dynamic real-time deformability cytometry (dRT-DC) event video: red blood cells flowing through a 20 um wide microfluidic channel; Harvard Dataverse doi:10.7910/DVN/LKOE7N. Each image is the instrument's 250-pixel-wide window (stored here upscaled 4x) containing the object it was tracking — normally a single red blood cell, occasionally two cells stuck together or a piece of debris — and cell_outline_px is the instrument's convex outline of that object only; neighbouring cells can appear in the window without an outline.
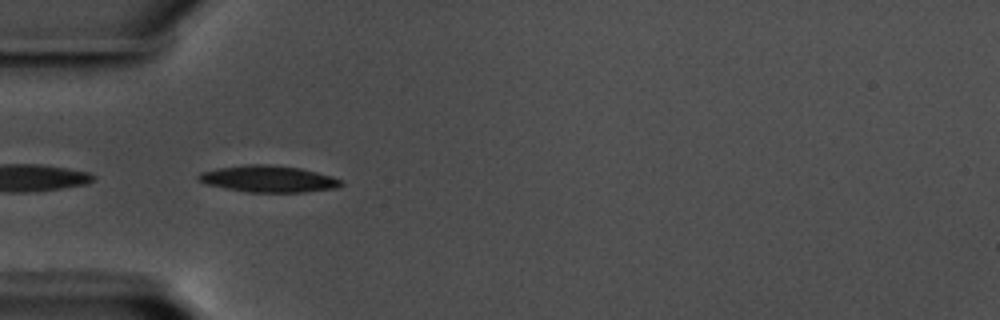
{"species": "common noctule bat (a hibernating species)", "species_latin": "Nyctalus noctula", "temperature_condition": "warm", "stored_images_in_passage": 10, "camera_frame_rate_fps": 3000, "um_per_image_px": 0.085, "animal": {"sex": "male", "body_mass_g": 17.5, "forearm_length_mm": 52.3}, "frame": {"image": 1, "passage_image": 1, "time_ms": 0.0, "image_size_px": [1000, 320], "cell_outline_px": [[344, 184], [336, 188], [304, 192], [248, 192], [208, 184], [196, 180], [196, 176], [200, 172], [216, 168], [244, 164], [268, 164], [300, 168], [332, 176], [340, 180]], "centroid_in_image_um": [22.79, 15.19], "position_along_channel_um": 62.2, "area_um2": 22.08}}
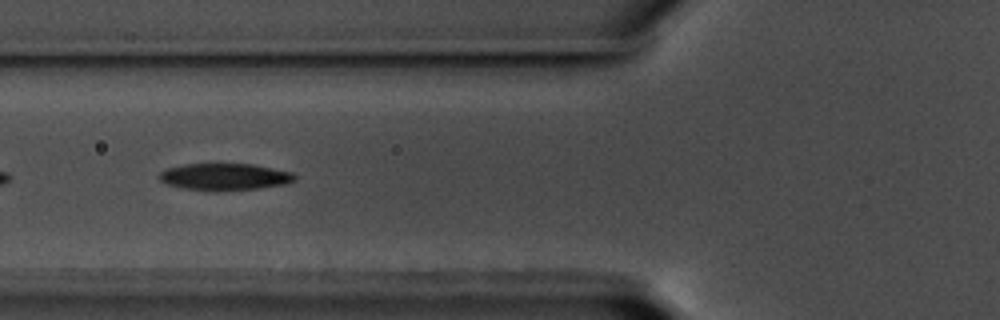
{"frame": {"image": 2, "passage_image": 5, "time_ms": 1.333, "image_size_px": [1000, 320], "cell_outline_px": [[296, 180], [284, 184], [256, 188], [212, 192], [184, 188], [168, 184], [160, 180], [160, 172], [168, 168], [184, 164], [252, 164], [292, 172], [296, 176]], "centroid_in_image_um": [19.1, 15.03], "position_along_channel_um": 106.7, "area_um2": 21.1}}